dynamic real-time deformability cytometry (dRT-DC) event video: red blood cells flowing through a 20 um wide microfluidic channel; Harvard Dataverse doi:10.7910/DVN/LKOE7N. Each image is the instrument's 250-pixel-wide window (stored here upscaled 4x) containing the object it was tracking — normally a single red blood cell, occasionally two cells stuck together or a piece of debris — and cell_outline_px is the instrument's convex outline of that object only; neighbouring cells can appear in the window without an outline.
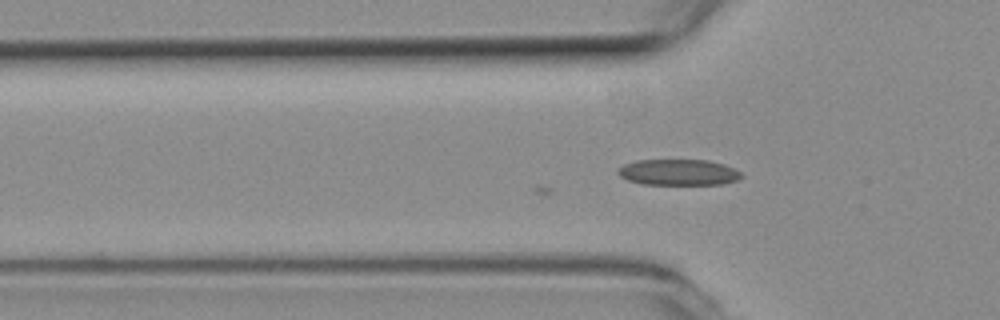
{"species": "common noctule bat (a hibernating species)", "species_latin": "Nyctalus noctula", "temperature_condition": "room temperature", "stored_images_in_passage": 7, "camera_frame_rate_fps": 3000, "um_per_image_px": 0.085, "animal": {"sex": "female", "body_mass_g": 19.3, "forearm_length_mm": 54.1}, "frame": {"image": 1, "passage_image": 7, "time_ms": 2.0, "image_size_px": [1000, 320], "cell_outline_px": [[744, 176], [736, 180], [724, 184], [644, 184], [628, 180], [620, 176], [616, 172], [624, 164], [636, 160], [708, 160], [724, 164], [740, 172]], "centroid_in_image_um": [57.67, 14.64], "position_along_channel_um": 68.1, "area_um2": 18.61}}